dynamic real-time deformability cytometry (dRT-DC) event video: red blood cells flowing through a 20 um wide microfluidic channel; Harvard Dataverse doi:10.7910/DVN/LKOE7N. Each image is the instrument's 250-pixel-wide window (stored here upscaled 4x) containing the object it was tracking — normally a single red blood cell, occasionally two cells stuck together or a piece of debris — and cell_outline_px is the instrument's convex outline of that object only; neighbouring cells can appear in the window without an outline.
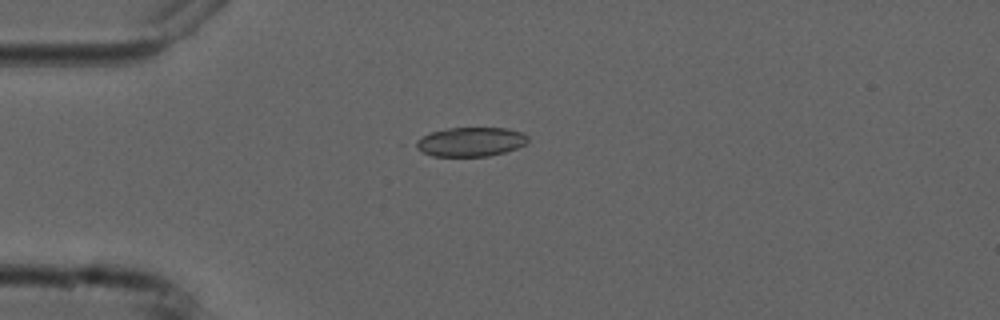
{"species": "common noctule bat (a hibernating species)", "species_latin": "Nyctalus noctula", "temperature_condition": "cold", "stored_images_in_passage": 5, "camera_frame_rate_fps": 3000, "um_per_image_px": 0.085, "animal": {"sex": "male", "forearm_length_mm": 52.5}, "frame": {"image": 1, "passage_image": 3, "time_ms": 2.0, "image_size_px": [1000, 320], "cell_outline_px": [[528, 140], [524, 144], [516, 148], [504, 152], [488, 156], [432, 156], [408, 144], [432, 132], [448, 128], [508, 128], [520, 132], [528, 136]], "centroid_in_image_um": [39.95, 12.05], "position_along_channel_um": 45.1, "area_um2": 19.02}}
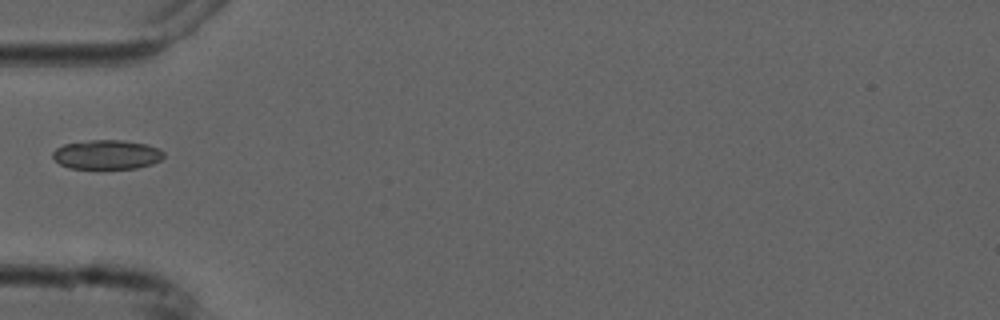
{"frame": {"image": 2, "passage_image": 4, "time_ms": 3.333, "image_size_px": [1000, 320], "cell_outline_px": [[164, 156], [160, 160], [152, 164], [136, 168], [100, 172], [68, 168], [60, 164], [52, 156], [52, 152], [56, 148], [64, 144], [92, 140], [124, 140], [144, 144], [160, 148], [164, 152]], "centroid_in_image_um": [9.06, 13.2], "position_along_channel_um": 75.9, "area_um2": 19.88}}
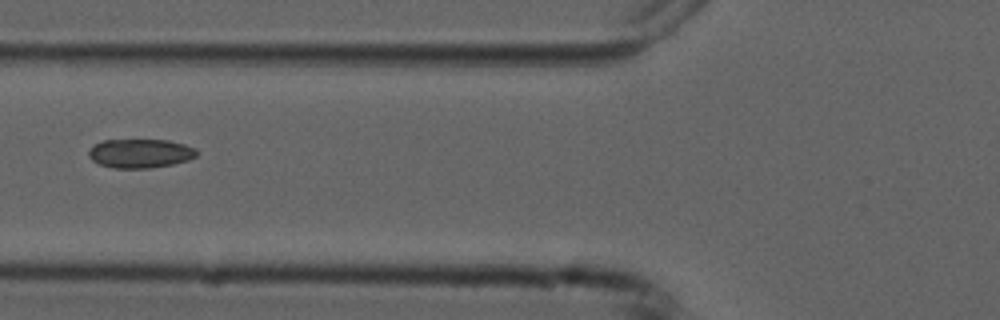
{"frame": {"image": 3, "passage_image": 5, "time_ms": 4.333, "image_size_px": [1000, 320], "cell_outline_px": [[196, 156], [188, 160], [172, 164], [148, 168], [112, 168], [100, 164], [92, 160], [88, 156], [88, 152], [96, 144], [104, 140], [168, 140], [184, 144], [196, 148]], "centroid_in_image_um": [11.92, 13.04], "position_along_channel_um": 113.9, "area_um2": 18.09}}